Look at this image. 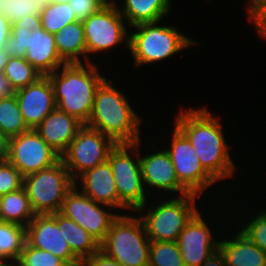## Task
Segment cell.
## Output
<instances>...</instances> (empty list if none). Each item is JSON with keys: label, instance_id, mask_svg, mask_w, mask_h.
<instances>
[{"label": "cell", "instance_id": "1", "mask_svg": "<svg viewBox=\"0 0 266 266\" xmlns=\"http://www.w3.org/2000/svg\"><path fill=\"white\" fill-rule=\"evenodd\" d=\"M175 122L191 142L202 167L216 181L233 176L235 165L218 117L212 116L206 107L190 108L178 112Z\"/></svg>", "mask_w": 266, "mask_h": 266}, {"label": "cell", "instance_id": "2", "mask_svg": "<svg viewBox=\"0 0 266 266\" xmlns=\"http://www.w3.org/2000/svg\"><path fill=\"white\" fill-rule=\"evenodd\" d=\"M91 62L65 63L48 74L53 89L56 107L86 124L97 88L106 79Z\"/></svg>", "mask_w": 266, "mask_h": 266}, {"label": "cell", "instance_id": "3", "mask_svg": "<svg viewBox=\"0 0 266 266\" xmlns=\"http://www.w3.org/2000/svg\"><path fill=\"white\" fill-rule=\"evenodd\" d=\"M142 118L132 109L124 93L105 79L96 90L86 126L99 130L116 144H135L140 139Z\"/></svg>", "mask_w": 266, "mask_h": 266}, {"label": "cell", "instance_id": "4", "mask_svg": "<svg viewBox=\"0 0 266 266\" xmlns=\"http://www.w3.org/2000/svg\"><path fill=\"white\" fill-rule=\"evenodd\" d=\"M150 242L139 216L118 214L100 250L123 266H149Z\"/></svg>", "mask_w": 266, "mask_h": 266}, {"label": "cell", "instance_id": "5", "mask_svg": "<svg viewBox=\"0 0 266 266\" xmlns=\"http://www.w3.org/2000/svg\"><path fill=\"white\" fill-rule=\"evenodd\" d=\"M159 21L132 26L137 32L129 35L128 49L134 58V67L167 59L192 45L189 39L174 26H157Z\"/></svg>", "mask_w": 266, "mask_h": 266}, {"label": "cell", "instance_id": "6", "mask_svg": "<svg viewBox=\"0 0 266 266\" xmlns=\"http://www.w3.org/2000/svg\"><path fill=\"white\" fill-rule=\"evenodd\" d=\"M141 140L135 144H117L108 155L116 190L119 198L120 209H133L144 213L147 191L141 174L139 160V145ZM132 152L131 153H129ZM136 156V159L132 158ZM138 157V158H137Z\"/></svg>", "mask_w": 266, "mask_h": 266}, {"label": "cell", "instance_id": "7", "mask_svg": "<svg viewBox=\"0 0 266 266\" xmlns=\"http://www.w3.org/2000/svg\"><path fill=\"white\" fill-rule=\"evenodd\" d=\"M4 50L9 57L25 58L42 76L53 73L66 63L59 56L54 34L42 26L33 31L24 26H11Z\"/></svg>", "mask_w": 266, "mask_h": 266}, {"label": "cell", "instance_id": "8", "mask_svg": "<svg viewBox=\"0 0 266 266\" xmlns=\"http://www.w3.org/2000/svg\"><path fill=\"white\" fill-rule=\"evenodd\" d=\"M75 181L62 160L55 165L23 177V187L36 215L60 212Z\"/></svg>", "mask_w": 266, "mask_h": 266}, {"label": "cell", "instance_id": "9", "mask_svg": "<svg viewBox=\"0 0 266 266\" xmlns=\"http://www.w3.org/2000/svg\"><path fill=\"white\" fill-rule=\"evenodd\" d=\"M201 197L194 193L177 196L150 207L147 214L140 215L150 241L176 242L178 236L199 211L195 199Z\"/></svg>", "mask_w": 266, "mask_h": 266}, {"label": "cell", "instance_id": "10", "mask_svg": "<svg viewBox=\"0 0 266 266\" xmlns=\"http://www.w3.org/2000/svg\"><path fill=\"white\" fill-rule=\"evenodd\" d=\"M117 144L99 130L85 124L78 130L67 151L61 156L75 183L84 172L107 161L109 152Z\"/></svg>", "mask_w": 266, "mask_h": 266}, {"label": "cell", "instance_id": "11", "mask_svg": "<svg viewBox=\"0 0 266 266\" xmlns=\"http://www.w3.org/2000/svg\"><path fill=\"white\" fill-rule=\"evenodd\" d=\"M116 4L114 0H109L95 14L82 22L87 48V62L91 61L88 58L91 53L107 51L122 42H125L126 46L129 47L127 22L120 14Z\"/></svg>", "mask_w": 266, "mask_h": 266}, {"label": "cell", "instance_id": "12", "mask_svg": "<svg viewBox=\"0 0 266 266\" xmlns=\"http://www.w3.org/2000/svg\"><path fill=\"white\" fill-rule=\"evenodd\" d=\"M104 206L106 205L94 202L79 191L78 183H75L64 198L59 213L75 221L101 244L112 222L118 217L117 214L104 210Z\"/></svg>", "mask_w": 266, "mask_h": 266}, {"label": "cell", "instance_id": "13", "mask_svg": "<svg viewBox=\"0 0 266 266\" xmlns=\"http://www.w3.org/2000/svg\"><path fill=\"white\" fill-rule=\"evenodd\" d=\"M60 160L61 156L41 138L35 129L10 137L7 161L23 177L47 169Z\"/></svg>", "mask_w": 266, "mask_h": 266}, {"label": "cell", "instance_id": "14", "mask_svg": "<svg viewBox=\"0 0 266 266\" xmlns=\"http://www.w3.org/2000/svg\"><path fill=\"white\" fill-rule=\"evenodd\" d=\"M172 145L166 149L179 182L190 192L201 195L216 180L202 167L188 138L175 126Z\"/></svg>", "mask_w": 266, "mask_h": 266}, {"label": "cell", "instance_id": "15", "mask_svg": "<svg viewBox=\"0 0 266 266\" xmlns=\"http://www.w3.org/2000/svg\"><path fill=\"white\" fill-rule=\"evenodd\" d=\"M58 227L57 213L35 215L26 226V242L39 250L52 253L67 266H81L82 262L72 253Z\"/></svg>", "mask_w": 266, "mask_h": 266}, {"label": "cell", "instance_id": "16", "mask_svg": "<svg viewBox=\"0 0 266 266\" xmlns=\"http://www.w3.org/2000/svg\"><path fill=\"white\" fill-rule=\"evenodd\" d=\"M202 217L198 211L176 241L185 266H202L218 250L219 240H214L213 233Z\"/></svg>", "mask_w": 266, "mask_h": 266}, {"label": "cell", "instance_id": "17", "mask_svg": "<svg viewBox=\"0 0 266 266\" xmlns=\"http://www.w3.org/2000/svg\"><path fill=\"white\" fill-rule=\"evenodd\" d=\"M20 112L26 125L35 129L55 108L54 89L48 76L16 90Z\"/></svg>", "mask_w": 266, "mask_h": 266}, {"label": "cell", "instance_id": "18", "mask_svg": "<svg viewBox=\"0 0 266 266\" xmlns=\"http://www.w3.org/2000/svg\"><path fill=\"white\" fill-rule=\"evenodd\" d=\"M141 174L145 187L159 191L179 192V196L190 192L179 182L171 157L166 150H159L147 156H139ZM147 184V185H146ZM161 189V190H160Z\"/></svg>", "mask_w": 266, "mask_h": 266}, {"label": "cell", "instance_id": "19", "mask_svg": "<svg viewBox=\"0 0 266 266\" xmlns=\"http://www.w3.org/2000/svg\"><path fill=\"white\" fill-rule=\"evenodd\" d=\"M83 125L76 117L56 107L35 130L55 152L62 156Z\"/></svg>", "mask_w": 266, "mask_h": 266}, {"label": "cell", "instance_id": "20", "mask_svg": "<svg viewBox=\"0 0 266 266\" xmlns=\"http://www.w3.org/2000/svg\"><path fill=\"white\" fill-rule=\"evenodd\" d=\"M80 178L81 192L98 204L106 207L119 208V198L116 183L108 161L95 166L83 174Z\"/></svg>", "mask_w": 266, "mask_h": 266}, {"label": "cell", "instance_id": "21", "mask_svg": "<svg viewBox=\"0 0 266 266\" xmlns=\"http://www.w3.org/2000/svg\"><path fill=\"white\" fill-rule=\"evenodd\" d=\"M231 239L219 240L218 250L227 266H266V252L241 230Z\"/></svg>", "mask_w": 266, "mask_h": 266}, {"label": "cell", "instance_id": "22", "mask_svg": "<svg viewBox=\"0 0 266 266\" xmlns=\"http://www.w3.org/2000/svg\"><path fill=\"white\" fill-rule=\"evenodd\" d=\"M55 45L59 56L66 63H87V48L82 22L75 21L54 34ZM80 55L83 56L80 58Z\"/></svg>", "mask_w": 266, "mask_h": 266}, {"label": "cell", "instance_id": "23", "mask_svg": "<svg viewBox=\"0 0 266 266\" xmlns=\"http://www.w3.org/2000/svg\"><path fill=\"white\" fill-rule=\"evenodd\" d=\"M171 0H124V7L118 10L129 25L156 22L168 15Z\"/></svg>", "mask_w": 266, "mask_h": 266}, {"label": "cell", "instance_id": "24", "mask_svg": "<svg viewBox=\"0 0 266 266\" xmlns=\"http://www.w3.org/2000/svg\"><path fill=\"white\" fill-rule=\"evenodd\" d=\"M58 227H62L63 238L72 253L83 262L100 250V243L75 221L57 212Z\"/></svg>", "mask_w": 266, "mask_h": 266}, {"label": "cell", "instance_id": "25", "mask_svg": "<svg viewBox=\"0 0 266 266\" xmlns=\"http://www.w3.org/2000/svg\"><path fill=\"white\" fill-rule=\"evenodd\" d=\"M35 215L24 187L0 196V221L26 227Z\"/></svg>", "mask_w": 266, "mask_h": 266}, {"label": "cell", "instance_id": "26", "mask_svg": "<svg viewBox=\"0 0 266 266\" xmlns=\"http://www.w3.org/2000/svg\"><path fill=\"white\" fill-rule=\"evenodd\" d=\"M26 242V227L0 221V260L17 263Z\"/></svg>", "mask_w": 266, "mask_h": 266}, {"label": "cell", "instance_id": "27", "mask_svg": "<svg viewBox=\"0 0 266 266\" xmlns=\"http://www.w3.org/2000/svg\"><path fill=\"white\" fill-rule=\"evenodd\" d=\"M40 16L42 28L50 34H55L66 25L77 21L70 3L44 4Z\"/></svg>", "mask_w": 266, "mask_h": 266}, {"label": "cell", "instance_id": "28", "mask_svg": "<svg viewBox=\"0 0 266 266\" xmlns=\"http://www.w3.org/2000/svg\"><path fill=\"white\" fill-rule=\"evenodd\" d=\"M0 130L9 137L20 135L30 130L23 119L15 95L0 98Z\"/></svg>", "mask_w": 266, "mask_h": 266}, {"label": "cell", "instance_id": "29", "mask_svg": "<svg viewBox=\"0 0 266 266\" xmlns=\"http://www.w3.org/2000/svg\"><path fill=\"white\" fill-rule=\"evenodd\" d=\"M3 73L15 91L33 84L42 76L25 58L19 57H10Z\"/></svg>", "mask_w": 266, "mask_h": 266}, {"label": "cell", "instance_id": "30", "mask_svg": "<svg viewBox=\"0 0 266 266\" xmlns=\"http://www.w3.org/2000/svg\"><path fill=\"white\" fill-rule=\"evenodd\" d=\"M149 266H185L177 242L151 241Z\"/></svg>", "mask_w": 266, "mask_h": 266}, {"label": "cell", "instance_id": "31", "mask_svg": "<svg viewBox=\"0 0 266 266\" xmlns=\"http://www.w3.org/2000/svg\"><path fill=\"white\" fill-rule=\"evenodd\" d=\"M42 6L38 0H1L2 14L12 24L29 15H41Z\"/></svg>", "mask_w": 266, "mask_h": 266}, {"label": "cell", "instance_id": "32", "mask_svg": "<svg viewBox=\"0 0 266 266\" xmlns=\"http://www.w3.org/2000/svg\"><path fill=\"white\" fill-rule=\"evenodd\" d=\"M17 264L19 266H67L52 253L36 249L27 242L24 244Z\"/></svg>", "mask_w": 266, "mask_h": 266}, {"label": "cell", "instance_id": "33", "mask_svg": "<svg viewBox=\"0 0 266 266\" xmlns=\"http://www.w3.org/2000/svg\"><path fill=\"white\" fill-rule=\"evenodd\" d=\"M255 218L243 225L241 231L258 247L266 252V211L259 210Z\"/></svg>", "mask_w": 266, "mask_h": 266}, {"label": "cell", "instance_id": "34", "mask_svg": "<svg viewBox=\"0 0 266 266\" xmlns=\"http://www.w3.org/2000/svg\"><path fill=\"white\" fill-rule=\"evenodd\" d=\"M23 187V176L8 161L0 162V196Z\"/></svg>", "mask_w": 266, "mask_h": 266}, {"label": "cell", "instance_id": "35", "mask_svg": "<svg viewBox=\"0 0 266 266\" xmlns=\"http://www.w3.org/2000/svg\"><path fill=\"white\" fill-rule=\"evenodd\" d=\"M109 0H72L70 2L78 22H84Z\"/></svg>", "mask_w": 266, "mask_h": 266}, {"label": "cell", "instance_id": "36", "mask_svg": "<svg viewBox=\"0 0 266 266\" xmlns=\"http://www.w3.org/2000/svg\"><path fill=\"white\" fill-rule=\"evenodd\" d=\"M248 20L255 24L257 33L266 38V1L261 2L249 15Z\"/></svg>", "mask_w": 266, "mask_h": 266}, {"label": "cell", "instance_id": "37", "mask_svg": "<svg viewBox=\"0 0 266 266\" xmlns=\"http://www.w3.org/2000/svg\"><path fill=\"white\" fill-rule=\"evenodd\" d=\"M81 266H123L120 262L108 257L104 252L99 250L91 257L86 258Z\"/></svg>", "mask_w": 266, "mask_h": 266}, {"label": "cell", "instance_id": "38", "mask_svg": "<svg viewBox=\"0 0 266 266\" xmlns=\"http://www.w3.org/2000/svg\"><path fill=\"white\" fill-rule=\"evenodd\" d=\"M11 26H24L27 30L33 31L34 29L41 26V16L40 15L25 16L21 20L13 22Z\"/></svg>", "mask_w": 266, "mask_h": 266}, {"label": "cell", "instance_id": "39", "mask_svg": "<svg viewBox=\"0 0 266 266\" xmlns=\"http://www.w3.org/2000/svg\"><path fill=\"white\" fill-rule=\"evenodd\" d=\"M11 35V23L0 13V50L5 48L8 37Z\"/></svg>", "mask_w": 266, "mask_h": 266}, {"label": "cell", "instance_id": "40", "mask_svg": "<svg viewBox=\"0 0 266 266\" xmlns=\"http://www.w3.org/2000/svg\"><path fill=\"white\" fill-rule=\"evenodd\" d=\"M15 93L16 91L12 87L7 77L3 72H0V98L11 97L15 95Z\"/></svg>", "mask_w": 266, "mask_h": 266}, {"label": "cell", "instance_id": "41", "mask_svg": "<svg viewBox=\"0 0 266 266\" xmlns=\"http://www.w3.org/2000/svg\"><path fill=\"white\" fill-rule=\"evenodd\" d=\"M10 137L0 130V162H5L9 157Z\"/></svg>", "mask_w": 266, "mask_h": 266}, {"label": "cell", "instance_id": "42", "mask_svg": "<svg viewBox=\"0 0 266 266\" xmlns=\"http://www.w3.org/2000/svg\"><path fill=\"white\" fill-rule=\"evenodd\" d=\"M202 266H227L223 255L217 250L213 253Z\"/></svg>", "mask_w": 266, "mask_h": 266}, {"label": "cell", "instance_id": "43", "mask_svg": "<svg viewBox=\"0 0 266 266\" xmlns=\"http://www.w3.org/2000/svg\"><path fill=\"white\" fill-rule=\"evenodd\" d=\"M8 54L5 52L4 49L0 50V72H4L5 65L8 63L9 60Z\"/></svg>", "mask_w": 266, "mask_h": 266}, {"label": "cell", "instance_id": "44", "mask_svg": "<svg viewBox=\"0 0 266 266\" xmlns=\"http://www.w3.org/2000/svg\"><path fill=\"white\" fill-rule=\"evenodd\" d=\"M266 0H249L248 13L250 14L261 2Z\"/></svg>", "mask_w": 266, "mask_h": 266}, {"label": "cell", "instance_id": "45", "mask_svg": "<svg viewBox=\"0 0 266 266\" xmlns=\"http://www.w3.org/2000/svg\"><path fill=\"white\" fill-rule=\"evenodd\" d=\"M72 0H51V2L55 3H70Z\"/></svg>", "mask_w": 266, "mask_h": 266}, {"label": "cell", "instance_id": "46", "mask_svg": "<svg viewBox=\"0 0 266 266\" xmlns=\"http://www.w3.org/2000/svg\"><path fill=\"white\" fill-rule=\"evenodd\" d=\"M41 4H47L49 2H51V0H38Z\"/></svg>", "mask_w": 266, "mask_h": 266}, {"label": "cell", "instance_id": "47", "mask_svg": "<svg viewBox=\"0 0 266 266\" xmlns=\"http://www.w3.org/2000/svg\"><path fill=\"white\" fill-rule=\"evenodd\" d=\"M4 266H19L17 263H13V265H12V263L11 264H4Z\"/></svg>", "mask_w": 266, "mask_h": 266}, {"label": "cell", "instance_id": "48", "mask_svg": "<svg viewBox=\"0 0 266 266\" xmlns=\"http://www.w3.org/2000/svg\"><path fill=\"white\" fill-rule=\"evenodd\" d=\"M0 13H2L1 0H0Z\"/></svg>", "mask_w": 266, "mask_h": 266}, {"label": "cell", "instance_id": "49", "mask_svg": "<svg viewBox=\"0 0 266 266\" xmlns=\"http://www.w3.org/2000/svg\"><path fill=\"white\" fill-rule=\"evenodd\" d=\"M0 266H4V263L0 260Z\"/></svg>", "mask_w": 266, "mask_h": 266}]
</instances>
